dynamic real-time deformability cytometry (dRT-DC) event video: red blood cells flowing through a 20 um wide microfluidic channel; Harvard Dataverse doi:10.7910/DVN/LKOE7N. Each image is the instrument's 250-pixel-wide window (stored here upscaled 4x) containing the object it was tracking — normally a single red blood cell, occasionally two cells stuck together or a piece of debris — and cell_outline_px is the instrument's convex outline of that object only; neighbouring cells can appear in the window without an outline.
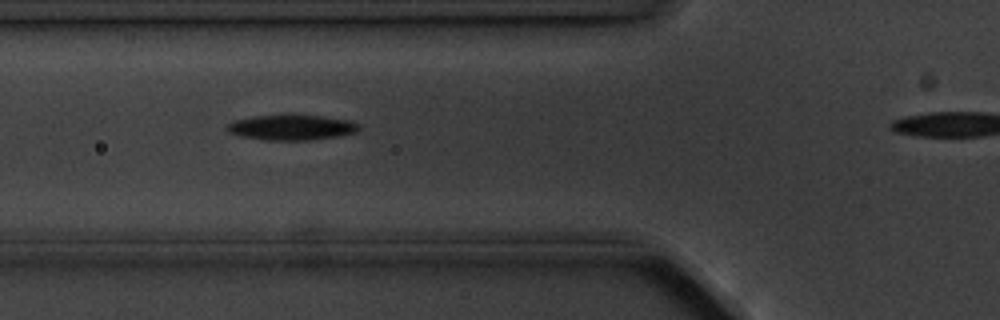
{"species": "common noctule bat (a hibernating species)", "species_latin": "Nyctalus noctula", "temperature_condition": "cold", "stored_images_in_passage": 7, "camera_frame_rate_fps": 3000, "um_per_image_px": 0.085, "animal": {"sex": "male", "body_mass_g": 20.1, "forearm_length_mm": 53.5}, "frame": {"image": 1, "passage_image": 3, "time_ms": 3.0, "image_size_px": [1000, 320], "cell_outline_px": [[360, 128], [356, 132], [340, 136], [308, 140], [268, 140], [240, 136], [228, 132], [224, 128], [232, 120], [248, 116], [288, 112], [324, 116], [352, 120], [360, 124]], "centroid_in_image_um": [24.76, 10.78], "position_along_channel_um": 101.0, "area_um2": 20.58}}
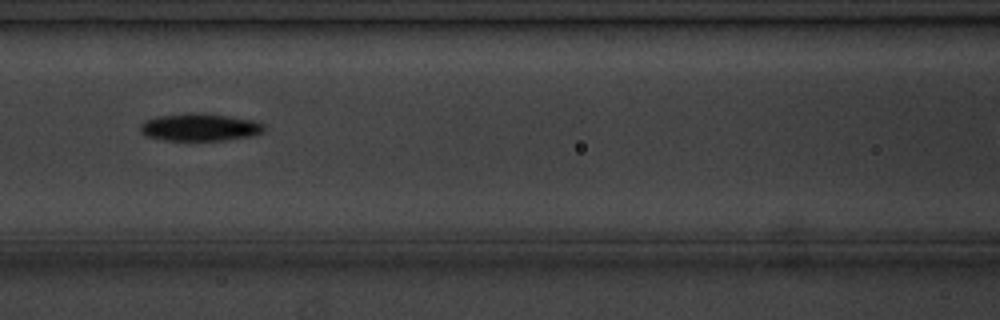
{"frame": {"image": 2, "passage_image": 4, "time_ms": 4.333, "image_size_px": [1000, 320], "cell_outline_px": [[264, 132], [252, 136], [224, 140], [164, 140], [148, 136], [140, 132], [140, 124], [144, 120], [156, 116], [188, 112], [200, 112], [228, 116], [252, 120], [264, 124]], "centroid_in_image_um": [16.96, 10.8], "position_along_channel_um": 149.6, "area_um2": 20.0}}